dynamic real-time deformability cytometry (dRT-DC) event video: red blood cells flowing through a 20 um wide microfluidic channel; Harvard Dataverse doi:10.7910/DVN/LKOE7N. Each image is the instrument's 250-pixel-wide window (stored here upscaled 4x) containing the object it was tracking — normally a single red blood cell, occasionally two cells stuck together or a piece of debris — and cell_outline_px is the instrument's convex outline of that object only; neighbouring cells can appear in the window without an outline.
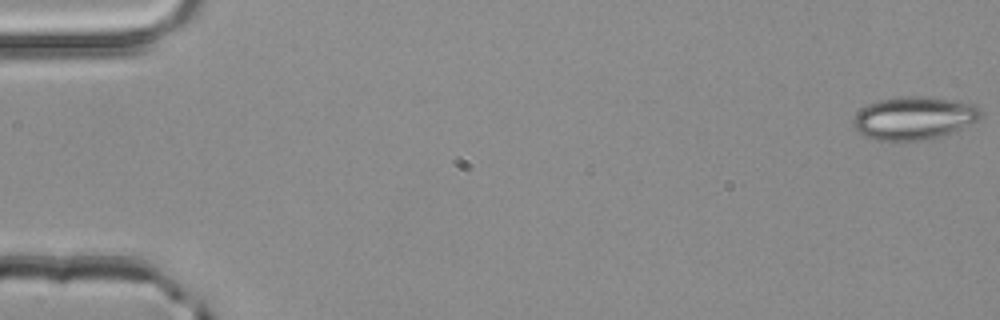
{"species": "common noctule bat (a hibernating species)", "species_latin": "Nyctalus noctula", "temperature_condition": "room temperature", "stored_images_in_passage": 15, "camera_frame_rate_fps": 3000, "um_per_image_px": 0.085, "animal": {"sex": "male", "body_mass_g": 20.4}, "frame": {"image": 1, "passage_image": 1, "time_ms": 0.0, "image_size_px": [1000, 320], "cell_outline_px": [[984, 116], [960, 128], [940, 136], [924, 140], [880, 140], [864, 136], [856, 132], [852, 124], [852, 120], [860, 108], [868, 104], [880, 100], [908, 96], [920, 96], [956, 100], [976, 104], [980, 108]], "centroid_in_image_um": [77.67, 10.02], "position_along_channel_um": 7.3, "area_um2": 31.85}}